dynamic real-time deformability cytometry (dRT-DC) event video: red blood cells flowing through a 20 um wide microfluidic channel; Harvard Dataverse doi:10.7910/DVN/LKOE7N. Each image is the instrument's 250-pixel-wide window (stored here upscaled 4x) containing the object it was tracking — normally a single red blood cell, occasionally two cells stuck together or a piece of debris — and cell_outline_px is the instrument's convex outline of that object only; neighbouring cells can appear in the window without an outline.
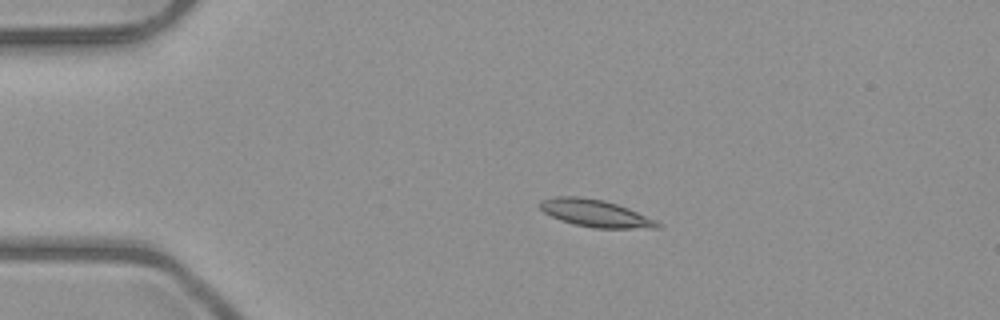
{"species": "common noctule bat (a hibernating species)", "species_latin": "Nyctalus noctula", "temperature_condition": "room temperature", "stored_images_in_passage": 3, "camera_frame_rate_fps": 3000, "um_per_image_px": 0.085, "animal": {"sex": "male", "body_mass_g": 23.1, "forearm_length_mm": 52.7}, "frame": {"image": 1, "passage_image": 2, "time_ms": 1.0, "image_size_px": [1000, 320], "cell_outline_px": [[664, 224], [660, 228], [592, 228], [560, 220], [544, 212], [540, 208], [540, 200], [556, 196], [580, 196], [604, 200], [628, 208], [656, 220]], "centroid_in_image_um": [50.63, 18.12], "position_along_channel_um": 34.4, "area_um2": 18.67}}